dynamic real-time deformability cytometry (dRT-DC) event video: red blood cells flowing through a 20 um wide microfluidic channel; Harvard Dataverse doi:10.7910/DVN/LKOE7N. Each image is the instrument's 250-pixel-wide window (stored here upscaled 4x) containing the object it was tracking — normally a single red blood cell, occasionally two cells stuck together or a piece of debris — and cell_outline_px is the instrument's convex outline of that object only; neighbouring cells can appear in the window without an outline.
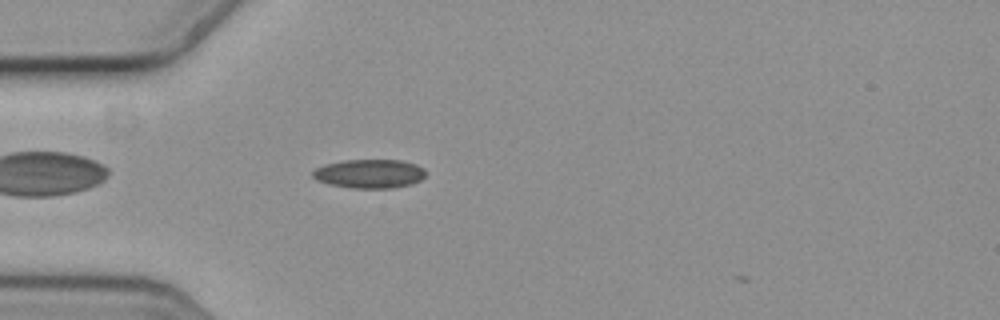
{"species": "common noctule bat (a hibernating species)", "species_latin": "Nyctalus noctula", "temperature_condition": "cold", "stored_images_in_passage": 38, "camera_frame_rate_fps": 3000, "um_per_image_px": 0.085, "animal": {"sex": "female", "body_mass_g": 19.3, "forearm_length_mm": 54.1}, "frame": {"image": 1, "passage_image": 2, "time_ms": 0.333, "image_size_px": [1000, 320], "cell_outline_px": [[424, 176], [420, 180], [412, 184], [392, 188], [352, 188], [328, 184], [316, 180], [312, 176], [312, 172], [316, 168], [324, 164], [344, 160], [400, 160], [416, 164], [424, 168]], "centroid_in_image_um": [31.38, 14.76], "position_along_channel_um": 53.6, "area_um2": 19.07}}
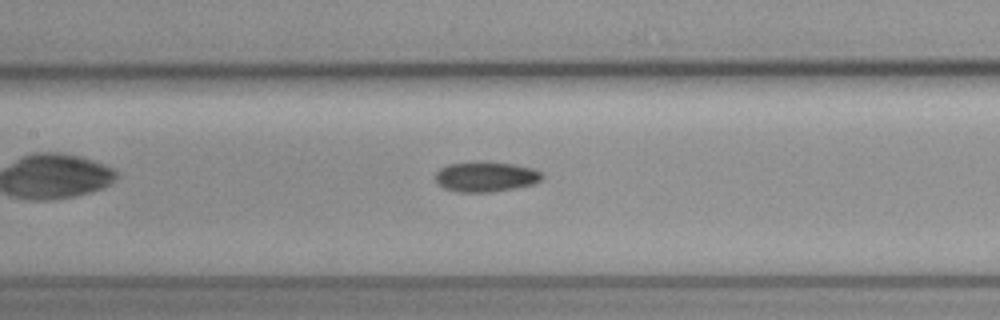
{"frame": {"image": 2, "passage_image": 12, "time_ms": 3.667, "image_size_px": [1000, 320], "cell_outline_px": [[544, 176], [540, 180], [532, 184], [516, 188], [492, 192], [460, 192], [444, 188], [436, 180], [436, 172], [440, 168], [448, 164], [516, 164], [532, 168], [540, 172]], "centroid_in_image_um": [41.32, 15.06], "position_along_channel_um": 166.1, "area_um2": 17.98}}
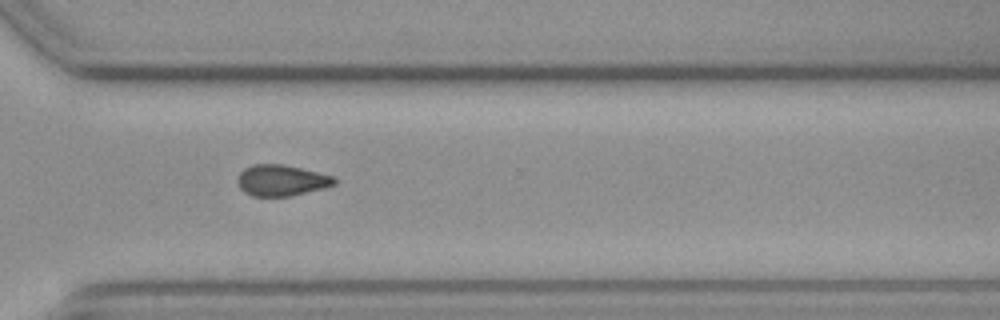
{"frame": {"image": 3, "passage_image": 27, "time_ms": 8.667, "image_size_px": [1000, 320], "cell_outline_px": [[336, 184], [324, 188], [292, 196], [252, 196], [244, 192], [240, 188], [236, 180], [240, 172], [244, 168], [252, 164], [284, 164], [332, 176], [336, 180]], "centroid_in_image_um": [23.89, 15.33], "position_along_channel_um": 346.7, "area_um2": 17.57}}